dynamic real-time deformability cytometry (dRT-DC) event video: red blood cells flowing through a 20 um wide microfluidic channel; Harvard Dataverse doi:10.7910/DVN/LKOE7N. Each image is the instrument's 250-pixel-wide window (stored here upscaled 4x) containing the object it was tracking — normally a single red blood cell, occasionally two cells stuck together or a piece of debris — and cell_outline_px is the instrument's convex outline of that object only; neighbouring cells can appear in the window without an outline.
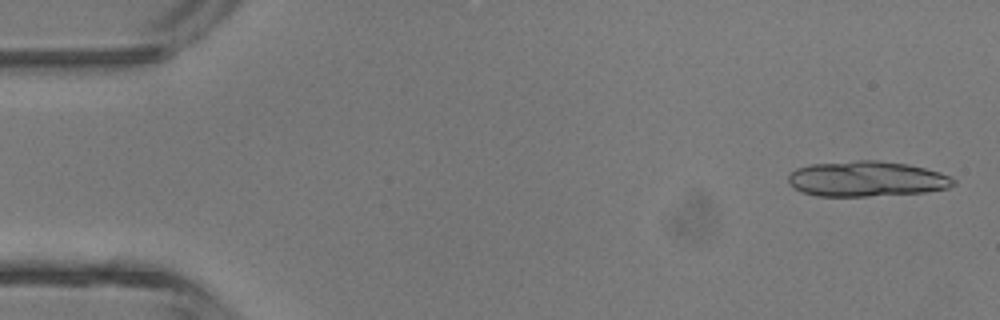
{"species": "common noctule bat (a hibernating species)", "species_latin": "Nyctalus noctula", "temperature_condition": "room temperature", "stored_images_in_passage": 4, "camera_frame_rate_fps": 3000, "um_per_image_px": 0.085, "animal": {"sex": "male", "body_mass_g": 13.3}, "frame": {"image": 1, "passage_image": 1, "time_ms": 0.0, "image_size_px": [1000, 320], "cell_outline_px": [[956, 184], [948, 188], [924, 192], [868, 196], [816, 196], [800, 192], [788, 184], [788, 176], [796, 168], [812, 164], [856, 160], [876, 160], [908, 164], [940, 172], [956, 180]], "centroid_in_image_um": [73.64, 15.21], "position_along_channel_um": 11.4, "area_um2": 34.16}}